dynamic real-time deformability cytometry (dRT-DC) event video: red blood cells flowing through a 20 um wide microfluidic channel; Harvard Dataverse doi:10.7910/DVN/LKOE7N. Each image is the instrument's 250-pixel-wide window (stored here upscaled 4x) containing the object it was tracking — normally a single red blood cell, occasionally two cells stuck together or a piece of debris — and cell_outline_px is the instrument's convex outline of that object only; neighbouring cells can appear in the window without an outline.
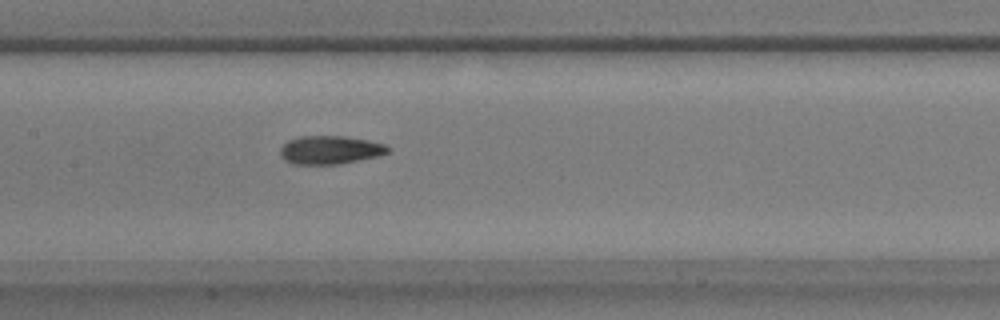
{"species": "common noctule bat (a hibernating species)", "species_latin": "Nyctalus noctula", "temperature_condition": "warm", "stored_images_in_passage": 54, "segment_of_instrument_passage": [1, 2], "camera_frame_rate_fps": 3000, "um_per_image_px": 0.085, "animal": {"sex": "male", "body_mass_g": 17.9}, "frame": {"image": 1, "passage_image": 26, "time_ms": 8.333, "image_size_px": [1000, 320], "cell_outline_px": [[392, 148], [388, 152], [376, 156], [336, 164], [292, 164], [284, 160], [280, 156], [280, 148], [288, 140], [300, 136], [344, 136], [368, 140], [384, 144]], "centroid_in_image_um": [28.02, 12.73], "position_along_channel_um": 179.4, "area_um2": 17.69}}
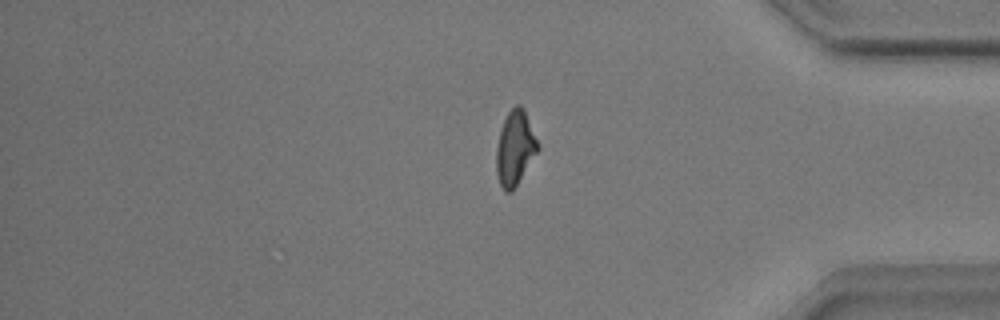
{"frame": {"image": 2, "passage_image": 44, "time_ms": 14.333, "image_size_px": [1000, 320], "cell_outline_px": [[540, 148], [512, 192], [504, 192], [500, 184], [496, 172], [496, 148], [500, 132], [504, 120], [508, 112], [516, 104], [520, 104], [524, 108]], "centroid_in_image_um": [43.77, 12.6], "position_along_channel_um": 391.4, "area_um2": 17.92}}
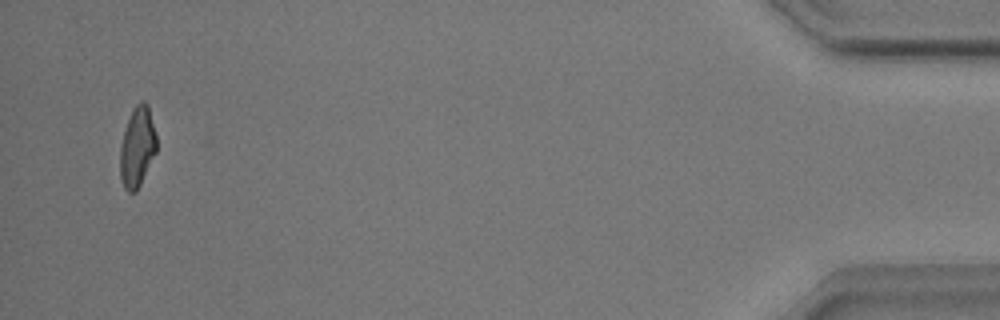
{"frame": {"image": 3, "passage_image": 51, "time_ms": 16.667, "image_size_px": [1000, 320], "cell_outline_px": [[156, 152], [136, 192], [128, 192], [124, 188], [120, 180], [120, 148], [124, 132], [132, 108], [140, 100], [144, 100], [148, 104], [156, 136]], "centroid_in_image_um": [11.66, 12.49], "position_along_channel_um": 423.5, "area_um2": 16.99}}